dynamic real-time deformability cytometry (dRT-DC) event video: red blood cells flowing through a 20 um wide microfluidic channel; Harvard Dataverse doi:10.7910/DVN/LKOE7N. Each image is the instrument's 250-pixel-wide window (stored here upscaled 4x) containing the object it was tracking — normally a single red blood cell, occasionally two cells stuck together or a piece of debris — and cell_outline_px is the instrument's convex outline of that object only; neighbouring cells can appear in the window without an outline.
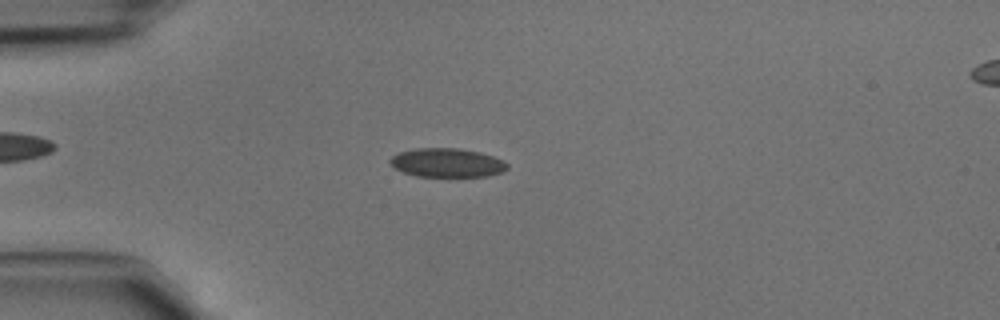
{"species": "common noctule bat (a hibernating species)", "species_latin": "Nyctalus noctula", "temperature_condition": "cold", "stored_images_in_passage": 45, "camera_frame_rate_fps": 3000, "um_per_image_px": 0.085, "animal": {"sex": "male", "body_mass_g": 15.6}, "frame": {"image": 1, "passage_image": 12, "time_ms": 3.667, "image_size_px": [1000, 320], "cell_outline_px": [[508, 168], [504, 172], [488, 176], [416, 176], [404, 172], [396, 168], [388, 160], [392, 156], [400, 152], [416, 148], [460, 148], [480, 152], [504, 160], [508, 164]], "centroid_in_image_um": [38.04, 13.83], "position_along_channel_um": 47.0, "area_um2": 19.71}}
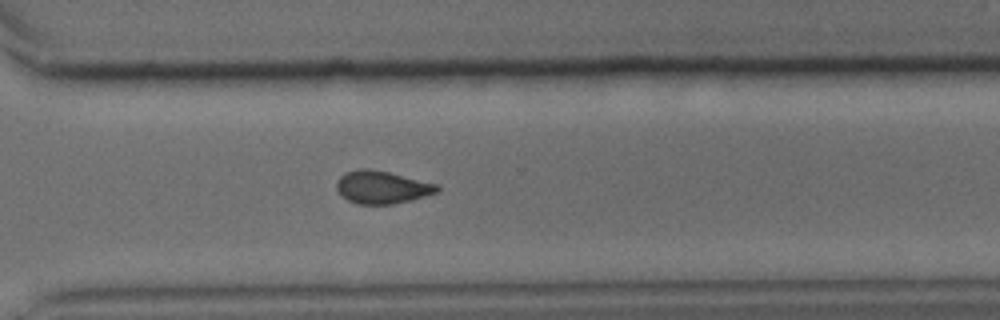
{"frame": {"image": 2, "passage_image": 33, "time_ms": 10.667, "image_size_px": [1000, 320], "cell_outline_px": [[440, 192], [412, 200], [392, 204], [356, 204], [340, 196], [336, 188], [336, 180], [344, 172], [360, 168], [368, 168], [388, 172], [440, 184]], "centroid_in_image_um": [32.47, 15.91], "position_along_channel_um": 338.1, "area_um2": 19.59}}
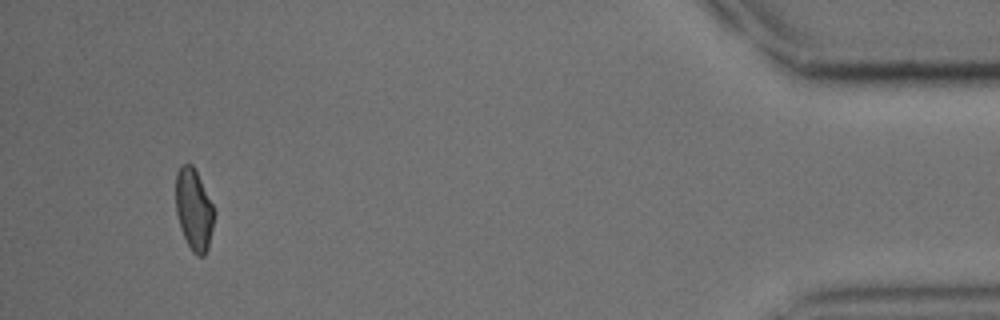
{"frame": {"image": 3, "passage_image": 43, "time_ms": 14.0, "image_size_px": [1000, 320], "cell_outline_px": [[216, 212], [208, 248], [204, 256], [196, 256], [192, 252], [180, 228], [176, 212], [176, 172], [180, 164], [192, 164]], "centroid_in_image_um": [16.48, 17.83], "position_along_channel_um": 418.7, "area_um2": 18.21}}